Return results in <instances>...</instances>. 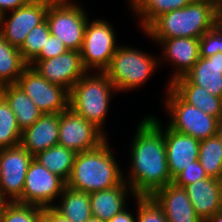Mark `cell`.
I'll return each instance as SVG.
<instances>
[{"label":"cell","mask_w":222,"mask_h":222,"mask_svg":"<svg viewBox=\"0 0 222 222\" xmlns=\"http://www.w3.org/2000/svg\"><path fill=\"white\" fill-rule=\"evenodd\" d=\"M113 93L117 90L104 72L87 71L69 91V108L106 135L103 124Z\"/></svg>","instance_id":"277c9868"},{"label":"cell","mask_w":222,"mask_h":222,"mask_svg":"<svg viewBox=\"0 0 222 222\" xmlns=\"http://www.w3.org/2000/svg\"><path fill=\"white\" fill-rule=\"evenodd\" d=\"M106 137L93 123L87 122L70 108L59 114L58 145L76 154L96 149L107 140Z\"/></svg>","instance_id":"8fae6325"},{"label":"cell","mask_w":222,"mask_h":222,"mask_svg":"<svg viewBox=\"0 0 222 222\" xmlns=\"http://www.w3.org/2000/svg\"><path fill=\"white\" fill-rule=\"evenodd\" d=\"M215 9L217 16L219 17L222 14V0H215Z\"/></svg>","instance_id":"ab89813d"},{"label":"cell","mask_w":222,"mask_h":222,"mask_svg":"<svg viewBox=\"0 0 222 222\" xmlns=\"http://www.w3.org/2000/svg\"><path fill=\"white\" fill-rule=\"evenodd\" d=\"M33 158L20 144L0 149V193L7 202H16L22 196Z\"/></svg>","instance_id":"7c38bea8"},{"label":"cell","mask_w":222,"mask_h":222,"mask_svg":"<svg viewBox=\"0 0 222 222\" xmlns=\"http://www.w3.org/2000/svg\"><path fill=\"white\" fill-rule=\"evenodd\" d=\"M217 136L219 137L221 143H222V118L218 120L217 124Z\"/></svg>","instance_id":"60d3db41"},{"label":"cell","mask_w":222,"mask_h":222,"mask_svg":"<svg viewBox=\"0 0 222 222\" xmlns=\"http://www.w3.org/2000/svg\"><path fill=\"white\" fill-rule=\"evenodd\" d=\"M167 86L165 107L171 115L167 124L169 128L198 140L217 135V118L186 103L169 85Z\"/></svg>","instance_id":"52a82bcc"},{"label":"cell","mask_w":222,"mask_h":222,"mask_svg":"<svg viewBox=\"0 0 222 222\" xmlns=\"http://www.w3.org/2000/svg\"><path fill=\"white\" fill-rule=\"evenodd\" d=\"M65 186L62 178L33 158L25 176L23 194L16 202L42 208L53 207V201L62 194Z\"/></svg>","instance_id":"30bf717a"},{"label":"cell","mask_w":222,"mask_h":222,"mask_svg":"<svg viewBox=\"0 0 222 222\" xmlns=\"http://www.w3.org/2000/svg\"><path fill=\"white\" fill-rule=\"evenodd\" d=\"M32 0H0V16L29 4Z\"/></svg>","instance_id":"d590c367"},{"label":"cell","mask_w":222,"mask_h":222,"mask_svg":"<svg viewBox=\"0 0 222 222\" xmlns=\"http://www.w3.org/2000/svg\"><path fill=\"white\" fill-rule=\"evenodd\" d=\"M218 23L222 26V14L218 17Z\"/></svg>","instance_id":"ee69618b"},{"label":"cell","mask_w":222,"mask_h":222,"mask_svg":"<svg viewBox=\"0 0 222 222\" xmlns=\"http://www.w3.org/2000/svg\"><path fill=\"white\" fill-rule=\"evenodd\" d=\"M115 36L113 27L105 19L88 20L80 51L82 64L87 71H105L119 47Z\"/></svg>","instance_id":"ba28073f"},{"label":"cell","mask_w":222,"mask_h":222,"mask_svg":"<svg viewBox=\"0 0 222 222\" xmlns=\"http://www.w3.org/2000/svg\"><path fill=\"white\" fill-rule=\"evenodd\" d=\"M169 86L186 103L199 108L218 120L222 118V98L212 95L205 88L192 84L185 76L176 78Z\"/></svg>","instance_id":"7402d4cb"},{"label":"cell","mask_w":222,"mask_h":222,"mask_svg":"<svg viewBox=\"0 0 222 222\" xmlns=\"http://www.w3.org/2000/svg\"><path fill=\"white\" fill-rule=\"evenodd\" d=\"M59 114H43L21 134L20 145L33 157L46 149L58 145Z\"/></svg>","instance_id":"ac0fdd59"},{"label":"cell","mask_w":222,"mask_h":222,"mask_svg":"<svg viewBox=\"0 0 222 222\" xmlns=\"http://www.w3.org/2000/svg\"><path fill=\"white\" fill-rule=\"evenodd\" d=\"M87 14L72 0H53L46 12L50 34L60 39L68 50L81 51Z\"/></svg>","instance_id":"8992f818"},{"label":"cell","mask_w":222,"mask_h":222,"mask_svg":"<svg viewBox=\"0 0 222 222\" xmlns=\"http://www.w3.org/2000/svg\"><path fill=\"white\" fill-rule=\"evenodd\" d=\"M0 95L14 112L21 131L30 127L43 115L31 98L17 84L1 86Z\"/></svg>","instance_id":"603a6c76"},{"label":"cell","mask_w":222,"mask_h":222,"mask_svg":"<svg viewBox=\"0 0 222 222\" xmlns=\"http://www.w3.org/2000/svg\"><path fill=\"white\" fill-rule=\"evenodd\" d=\"M127 195L136 197L125 181L118 186L90 193L92 217L108 222L126 208Z\"/></svg>","instance_id":"ffe728a7"},{"label":"cell","mask_w":222,"mask_h":222,"mask_svg":"<svg viewBox=\"0 0 222 222\" xmlns=\"http://www.w3.org/2000/svg\"><path fill=\"white\" fill-rule=\"evenodd\" d=\"M76 153L61 145H55L34 156L51 173L58 175L65 182L69 179Z\"/></svg>","instance_id":"484cf974"},{"label":"cell","mask_w":222,"mask_h":222,"mask_svg":"<svg viewBox=\"0 0 222 222\" xmlns=\"http://www.w3.org/2000/svg\"><path fill=\"white\" fill-rule=\"evenodd\" d=\"M107 141L94 150L76 154L67 187L93 193L118 186L124 181L122 170Z\"/></svg>","instance_id":"3957f363"},{"label":"cell","mask_w":222,"mask_h":222,"mask_svg":"<svg viewBox=\"0 0 222 222\" xmlns=\"http://www.w3.org/2000/svg\"><path fill=\"white\" fill-rule=\"evenodd\" d=\"M202 222H222V212L215 213L212 217L203 219Z\"/></svg>","instance_id":"f35d334b"},{"label":"cell","mask_w":222,"mask_h":222,"mask_svg":"<svg viewBox=\"0 0 222 222\" xmlns=\"http://www.w3.org/2000/svg\"><path fill=\"white\" fill-rule=\"evenodd\" d=\"M16 84L43 114H60L69 108V91L50 83L29 65L23 70Z\"/></svg>","instance_id":"9c48e42d"},{"label":"cell","mask_w":222,"mask_h":222,"mask_svg":"<svg viewBox=\"0 0 222 222\" xmlns=\"http://www.w3.org/2000/svg\"><path fill=\"white\" fill-rule=\"evenodd\" d=\"M222 180L207 177L185 187L197 215L203 220L221 212Z\"/></svg>","instance_id":"d6986e66"},{"label":"cell","mask_w":222,"mask_h":222,"mask_svg":"<svg viewBox=\"0 0 222 222\" xmlns=\"http://www.w3.org/2000/svg\"><path fill=\"white\" fill-rule=\"evenodd\" d=\"M60 197V204L53 208L69 221L86 222L92 217L90 193L65 186Z\"/></svg>","instance_id":"cb8c5ba5"},{"label":"cell","mask_w":222,"mask_h":222,"mask_svg":"<svg viewBox=\"0 0 222 222\" xmlns=\"http://www.w3.org/2000/svg\"><path fill=\"white\" fill-rule=\"evenodd\" d=\"M141 50L120 46L111 58L104 73L108 76L117 92L139 88L156 70L161 60Z\"/></svg>","instance_id":"5b68a950"},{"label":"cell","mask_w":222,"mask_h":222,"mask_svg":"<svg viewBox=\"0 0 222 222\" xmlns=\"http://www.w3.org/2000/svg\"><path fill=\"white\" fill-rule=\"evenodd\" d=\"M29 66L50 83L60 85L68 91L87 72L82 64L81 54L76 50H67L47 60H33Z\"/></svg>","instance_id":"5bb4252c"},{"label":"cell","mask_w":222,"mask_h":222,"mask_svg":"<svg viewBox=\"0 0 222 222\" xmlns=\"http://www.w3.org/2000/svg\"><path fill=\"white\" fill-rule=\"evenodd\" d=\"M67 50L68 49L60 39L50 34L49 38L46 40L45 47H43L40 54L34 60H47L54 58Z\"/></svg>","instance_id":"e575fe53"},{"label":"cell","mask_w":222,"mask_h":222,"mask_svg":"<svg viewBox=\"0 0 222 222\" xmlns=\"http://www.w3.org/2000/svg\"><path fill=\"white\" fill-rule=\"evenodd\" d=\"M135 201L136 222H168L162 208L151 196H136Z\"/></svg>","instance_id":"1f68e13d"},{"label":"cell","mask_w":222,"mask_h":222,"mask_svg":"<svg viewBox=\"0 0 222 222\" xmlns=\"http://www.w3.org/2000/svg\"><path fill=\"white\" fill-rule=\"evenodd\" d=\"M164 49L163 57L175 66L168 85L176 78L184 76L200 58V40L196 38H168L155 41Z\"/></svg>","instance_id":"e0dca14e"},{"label":"cell","mask_w":222,"mask_h":222,"mask_svg":"<svg viewBox=\"0 0 222 222\" xmlns=\"http://www.w3.org/2000/svg\"><path fill=\"white\" fill-rule=\"evenodd\" d=\"M199 40L200 57H209L222 52V26L217 23L212 30L206 32Z\"/></svg>","instance_id":"d6a6232c"},{"label":"cell","mask_w":222,"mask_h":222,"mask_svg":"<svg viewBox=\"0 0 222 222\" xmlns=\"http://www.w3.org/2000/svg\"><path fill=\"white\" fill-rule=\"evenodd\" d=\"M168 168L172 180L192 162L199 159L200 140L174 131L166 126L163 130Z\"/></svg>","instance_id":"9a60e30c"},{"label":"cell","mask_w":222,"mask_h":222,"mask_svg":"<svg viewBox=\"0 0 222 222\" xmlns=\"http://www.w3.org/2000/svg\"><path fill=\"white\" fill-rule=\"evenodd\" d=\"M130 149L131 169L124 181L136 196H152L172 183L161 122L145 116L137 126ZM128 179V180H127Z\"/></svg>","instance_id":"6da1fadb"},{"label":"cell","mask_w":222,"mask_h":222,"mask_svg":"<svg viewBox=\"0 0 222 222\" xmlns=\"http://www.w3.org/2000/svg\"><path fill=\"white\" fill-rule=\"evenodd\" d=\"M53 0H32L19 7L12 14L0 16V34L10 45L20 48L28 33L41 24L46 17L49 4ZM7 18V19H6Z\"/></svg>","instance_id":"4fadbf2b"},{"label":"cell","mask_w":222,"mask_h":222,"mask_svg":"<svg viewBox=\"0 0 222 222\" xmlns=\"http://www.w3.org/2000/svg\"><path fill=\"white\" fill-rule=\"evenodd\" d=\"M27 66L19 48L10 45L0 34V87L16 84Z\"/></svg>","instance_id":"4316f807"},{"label":"cell","mask_w":222,"mask_h":222,"mask_svg":"<svg viewBox=\"0 0 222 222\" xmlns=\"http://www.w3.org/2000/svg\"><path fill=\"white\" fill-rule=\"evenodd\" d=\"M199 161L207 176L222 180V143L217 135L200 140Z\"/></svg>","instance_id":"83f0119b"},{"label":"cell","mask_w":222,"mask_h":222,"mask_svg":"<svg viewBox=\"0 0 222 222\" xmlns=\"http://www.w3.org/2000/svg\"><path fill=\"white\" fill-rule=\"evenodd\" d=\"M21 134L14 112L0 95V149L20 144Z\"/></svg>","instance_id":"f1b7e54d"},{"label":"cell","mask_w":222,"mask_h":222,"mask_svg":"<svg viewBox=\"0 0 222 222\" xmlns=\"http://www.w3.org/2000/svg\"><path fill=\"white\" fill-rule=\"evenodd\" d=\"M151 197L162 208L168 222H202L184 187L169 183Z\"/></svg>","instance_id":"2e32d148"},{"label":"cell","mask_w":222,"mask_h":222,"mask_svg":"<svg viewBox=\"0 0 222 222\" xmlns=\"http://www.w3.org/2000/svg\"><path fill=\"white\" fill-rule=\"evenodd\" d=\"M42 222H71L66 217L62 216L53 207L43 208Z\"/></svg>","instance_id":"8d00e7d4"},{"label":"cell","mask_w":222,"mask_h":222,"mask_svg":"<svg viewBox=\"0 0 222 222\" xmlns=\"http://www.w3.org/2000/svg\"><path fill=\"white\" fill-rule=\"evenodd\" d=\"M108 222H136V218L125 208L122 212L116 214Z\"/></svg>","instance_id":"74e56055"},{"label":"cell","mask_w":222,"mask_h":222,"mask_svg":"<svg viewBox=\"0 0 222 222\" xmlns=\"http://www.w3.org/2000/svg\"><path fill=\"white\" fill-rule=\"evenodd\" d=\"M207 174L204 168L201 166L199 159L192 162V165L186 167L181 173H179L172 181L179 187H186L187 185L193 184L196 180H202L207 178Z\"/></svg>","instance_id":"836d02e7"},{"label":"cell","mask_w":222,"mask_h":222,"mask_svg":"<svg viewBox=\"0 0 222 222\" xmlns=\"http://www.w3.org/2000/svg\"><path fill=\"white\" fill-rule=\"evenodd\" d=\"M42 217V207L9 201L2 210L0 222H42Z\"/></svg>","instance_id":"4dcf8cb0"},{"label":"cell","mask_w":222,"mask_h":222,"mask_svg":"<svg viewBox=\"0 0 222 222\" xmlns=\"http://www.w3.org/2000/svg\"><path fill=\"white\" fill-rule=\"evenodd\" d=\"M143 31L162 14L184 8L193 0H129Z\"/></svg>","instance_id":"d4e9b609"},{"label":"cell","mask_w":222,"mask_h":222,"mask_svg":"<svg viewBox=\"0 0 222 222\" xmlns=\"http://www.w3.org/2000/svg\"><path fill=\"white\" fill-rule=\"evenodd\" d=\"M6 203L7 201L1 196V193H0V216Z\"/></svg>","instance_id":"b9f144b4"},{"label":"cell","mask_w":222,"mask_h":222,"mask_svg":"<svg viewBox=\"0 0 222 222\" xmlns=\"http://www.w3.org/2000/svg\"><path fill=\"white\" fill-rule=\"evenodd\" d=\"M217 23L213 0H193L184 8L162 14L144 32L154 41L179 37L200 39Z\"/></svg>","instance_id":"7a4b0ae2"},{"label":"cell","mask_w":222,"mask_h":222,"mask_svg":"<svg viewBox=\"0 0 222 222\" xmlns=\"http://www.w3.org/2000/svg\"><path fill=\"white\" fill-rule=\"evenodd\" d=\"M86 222H106L96 217L89 218Z\"/></svg>","instance_id":"7bdbcfd3"},{"label":"cell","mask_w":222,"mask_h":222,"mask_svg":"<svg viewBox=\"0 0 222 222\" xmlns=\"http://www.w3.org/2000/svg\"><path fill=\"white\" fill-rule=\"evenodd\" d=\"M184 76L192 84L222 98V52L209 57H200Z\"/></svg>","instance_id":"44dd1931"},{"label":"cell","mask_w":222,"mask_h":222,"mask_svg":"<svg viewBox=\"0 0 222 222\" xmlns=\"http://www.w3.org/2000/svg\"><path fill=\"white\" fill-rule=\"evenodd\" d=\"M49 36L50 30L46 19L28 33L25 42L19 48L23 60L28 65L40 54Z\"/></svg>","instance_id":"f546056e"}]
</instances>
